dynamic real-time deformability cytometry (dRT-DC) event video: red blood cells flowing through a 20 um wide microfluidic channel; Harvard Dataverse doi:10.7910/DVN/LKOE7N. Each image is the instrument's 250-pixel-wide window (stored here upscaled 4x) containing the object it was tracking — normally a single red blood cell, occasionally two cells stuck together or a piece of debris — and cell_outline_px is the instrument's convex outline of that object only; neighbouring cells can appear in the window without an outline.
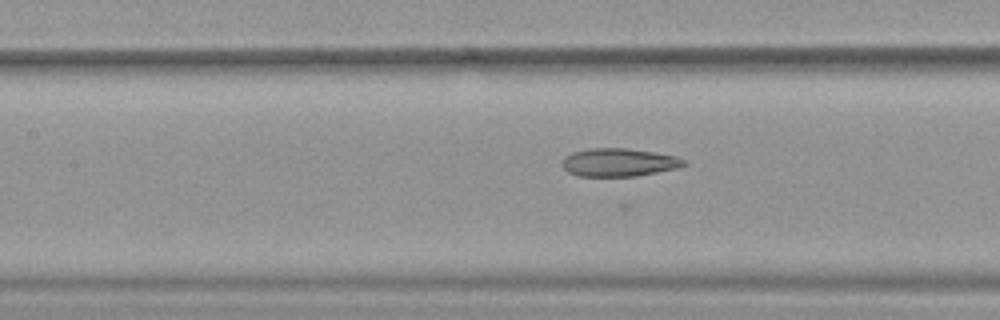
{"species": "common noctule bat (a hibernating species)", "species_latin": "Nyctalus noctula", "temperature_condition": "warm", "stored_images_in_passage": 42, "camera_frame_rate_fps": 3000, "um_per_image_px": 0.085, "animal": {"sex": "female", "body_mass_g": 19.9}, "frame": {"image": 1, "passage_image": 11, "time_ms": 3.333, "image_size_px": [1000, 320], "cell_outline_px": [[688, 164], [676, 168], [636, 176], [576, 176], [568, 172], [560, 164], [564, 156], [572, 152], [588, 148], [628, 148], [656, 152], [676, 156], [688, 160]], "centroid_in_image_um": [52.59, 13.79], "position_along_channel_um": 154.8, "area_um2": 20.23}}
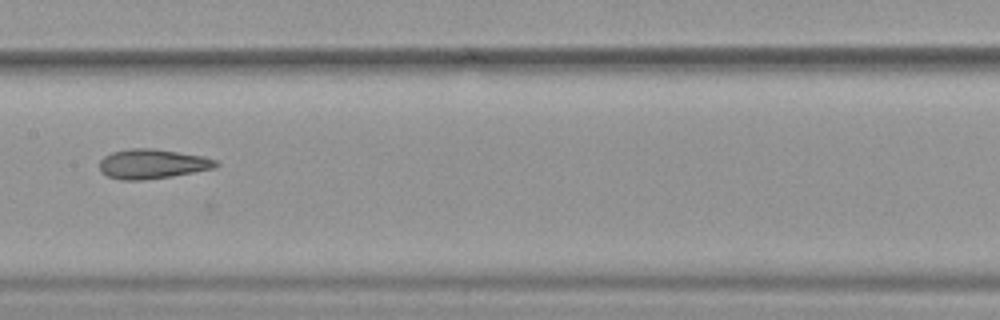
{"frame": {"image": 2, "passage_image": 14, "time_ms": 4.333, "image_size_px": [1000, 320], "cell_outline_px": [[220, 164], [216, 168], [172, 176], [144, 180], [120, 180], [108, 176], [100, 172], [100, 160], [104, 156], [112, 152], [132, 148], [152, 148], [204, 156], [216, 160]], "centroid_in_image_um": [12.96, 13.93], "position_along_channel_um": 194.4, "area_um2": 20.17}}
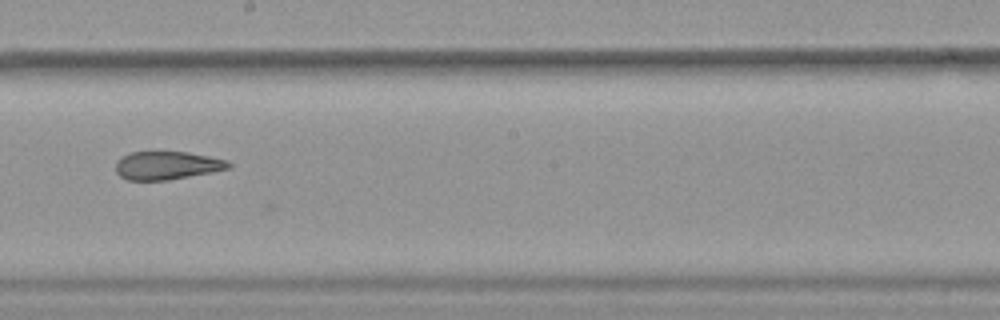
{"frame": {"image": 3, "passage_image": 17, "time_ms": 5.333, "image_size_px": [1000, 320], "cell_outline_px": [[232, 168], [212, 172], [168, 180], [128, 180], [120, 176], [116, 172], [116, 160], [132, 152], [188, 152], [228, 160], [232, 164]], "centroid_in_image_um": [14.23, 14.07], "position_along_channel_um": 234.0, "area_um2": 18.55}}